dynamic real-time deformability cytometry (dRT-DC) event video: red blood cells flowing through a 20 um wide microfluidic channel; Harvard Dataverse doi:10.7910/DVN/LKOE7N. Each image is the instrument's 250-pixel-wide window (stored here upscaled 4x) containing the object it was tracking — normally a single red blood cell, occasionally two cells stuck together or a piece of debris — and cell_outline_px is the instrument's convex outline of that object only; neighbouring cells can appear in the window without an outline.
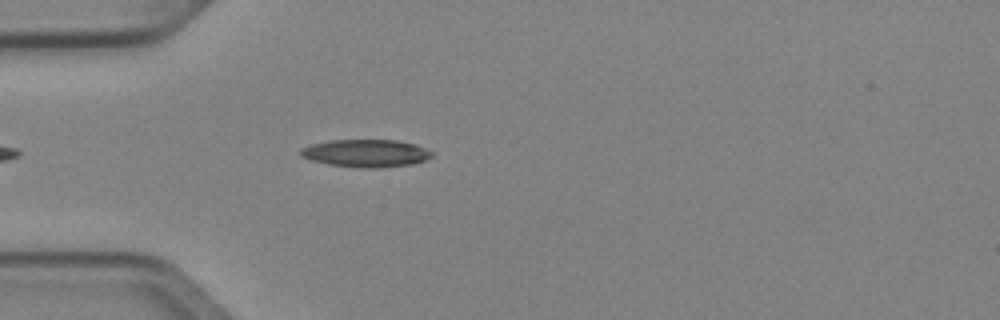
{"species": "Egyptian fruit bat (a non-hibernating species)", "species_latin": "Rousettus aegyptiacus", "temperature_condition": "cold", "stored_images_in_passage": 27, "camera_frame_rate_fps": 3000, "um_per_image_px": 0.085, "animal": {"sex": "female"}, "frame": {"image": 1, "passage_image": 5, "time_ms": 1.333, "image_size_px": [1000, 320], "cell_outline_px": [[432, 156], [424, 160], [412, 164], [376, 168], [360, 168], [328, 164], [312, 160], [300, 156], [300, 148], [312, 144], [332, 140], [396, 140], [416, 144], [432, 152]], "centroid_in_image_um": [31.09, 13.02], "position_along_channel_um": 53.9, "area_um2": 21.04}}
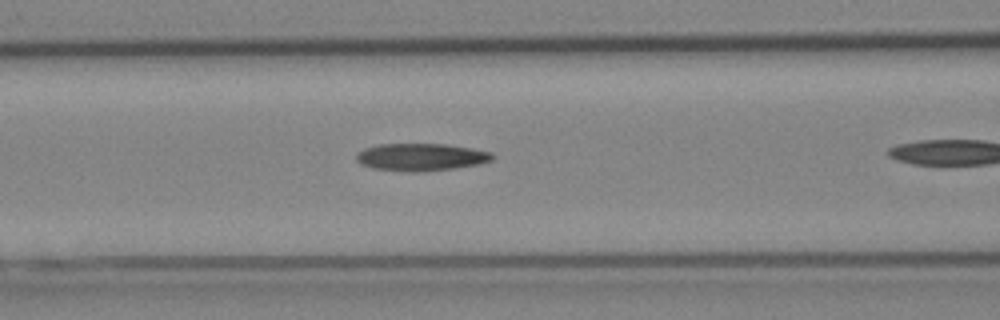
{"frame": {"image": 2, "passage_image": 8, "time_ms": 2.333, "image_size_px": [1000, 320], "cell_outline_px": [[496, 156], [492, 160], [480, 164], [456, 168], [416, 172], [412, 172], [372, 168], [360, 164], [356, 160], [356, 156], [364, 148], [376, 144], [448, 144], [472, 148], [492, 152]], "centroid_in_image_um": [35.82, 13.35], "position_along_channel_um": 130.8, "area_um2": 21.91}}